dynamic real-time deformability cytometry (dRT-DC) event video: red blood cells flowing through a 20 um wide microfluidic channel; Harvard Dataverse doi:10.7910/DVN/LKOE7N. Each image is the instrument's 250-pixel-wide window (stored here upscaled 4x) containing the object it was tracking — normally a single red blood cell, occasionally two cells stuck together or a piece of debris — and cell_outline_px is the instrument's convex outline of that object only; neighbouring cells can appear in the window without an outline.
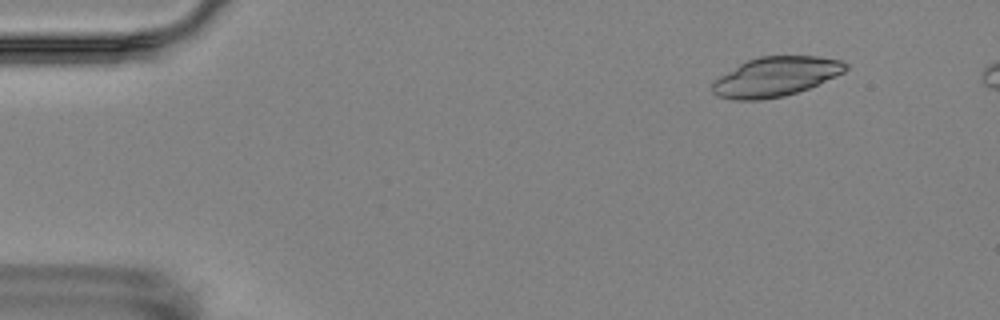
{"species": "Egyptian fruit bat (a non-hibernating species)", "species_latin": "Rousettus aegyptiacus", "temperature_condition": "room temperature", "stored_images_in_passage": 6, "camera_frame_rate_fps": 3000, "um_per_image_px": 0.085, "animal": {"sex": "female"}, "frame": {"image": 1, "passage_image": 2, "time_ms": 1.333, "image_size_px": [1000, 320], "cell_outline_px": [[848, 68], [844, 72], [836, 76], [808, 88], [784, 96], [760, 100], [736, 100], [716, 96], [712, 92], [712, 84], [720, 76], [740, 64], [748, 60], [760, 56], [820, 56], [840, 60], [848, 64]], "centroid_in_image_um": [65.94, 6.52], "position_along_channel_um": 19.1, "area_um2": 30.46}}